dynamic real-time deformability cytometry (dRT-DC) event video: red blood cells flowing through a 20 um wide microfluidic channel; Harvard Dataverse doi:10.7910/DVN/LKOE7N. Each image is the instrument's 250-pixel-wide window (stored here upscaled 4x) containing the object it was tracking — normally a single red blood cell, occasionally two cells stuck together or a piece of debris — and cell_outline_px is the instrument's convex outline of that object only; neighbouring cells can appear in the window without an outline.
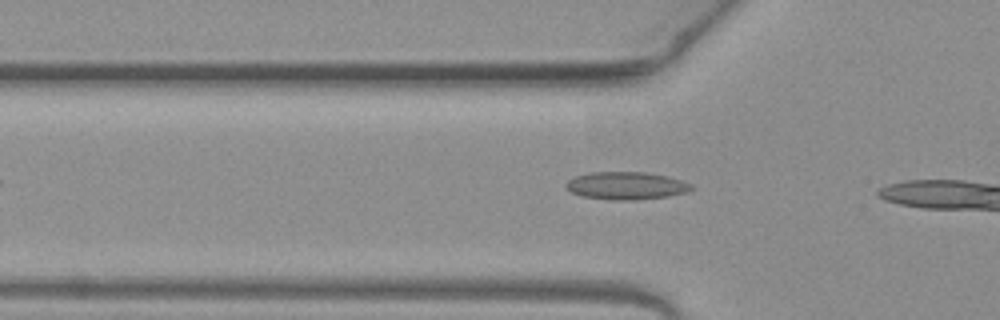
{"species": "common noctule bat (a hibernating species)", "species_latin": "Nyctalus noctula", "temperature_condition": "warm", "stored_images_in_passage": 5, "camera_frame_rate_fps": 3000, "um_per_image_px": 0.085, "animal": {"sex": "female", "body_mass_g": 19.3, "forearm_length_mm": 54.1}, "frame": {"image": 1, "passage_image": 2, "time_ms": 0.333, "image_size_px": [1000, 320], "cell_outline_px": [[692, 188], [688, 192], [668, 196], [628, 200], [608, 200], [580, 196], [572, 192], [564, 184], [568, 180], [576, 176], [592, 172], [644, 172], [668, 176], [692, 184]], "centroid_in_image_um": [53.21, 15.78], "position_along_channel_um": 72.6, "area_um2": 20.11}}